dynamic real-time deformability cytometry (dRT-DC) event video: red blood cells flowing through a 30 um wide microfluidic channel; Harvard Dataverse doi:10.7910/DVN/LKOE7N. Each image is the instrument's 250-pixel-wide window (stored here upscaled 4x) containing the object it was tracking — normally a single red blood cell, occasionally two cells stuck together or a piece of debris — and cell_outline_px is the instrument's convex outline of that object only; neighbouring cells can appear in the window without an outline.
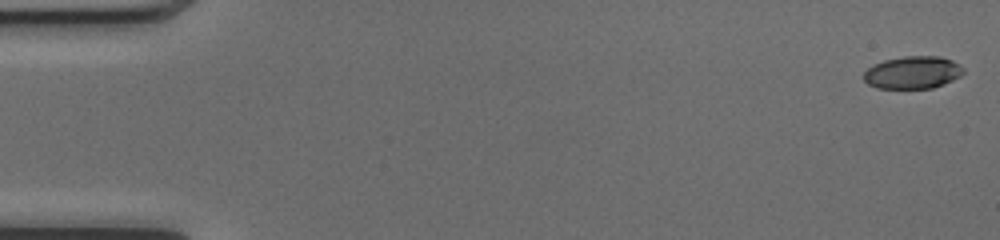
{"species": "common noctule bat (a hibernating species)", "species_latin": "Nyctalus noctula", "temperature_condition": "cold", "stored_images_in_passage": 48, "camera_frame_rate_fps": 3000, "um_per_image_px": 0.085, "animal": {"sex": "female", "body_mass_g": 17.0, "forearm_length_mm": 48.0}, "frame": {"image": 1, "passage_image": 1, "time_ms": 0.0, "image_size_px": [1000, 240], "cell_outline_px": [[964, 72], [960, 76], [944, 84], [932, 88], [876, 88], [868, 84], [864, 80], [864, 72], [872, 64], [884, 60], [904, 56], [940, 56], [952, 60], [960, 64], [964, 68]], "centroid_in_image_um": [77.59, 6.15], "position_along_channel_um": 7.4, "area_um2": 19.02}}
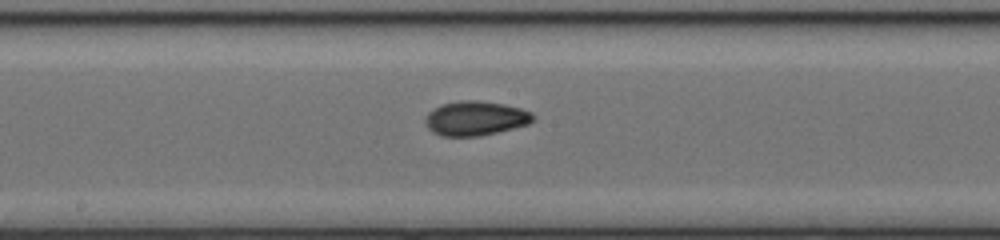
{"frame": {"image": 2, "passage_image": 27, "time_ms": 8.667, "image_size_px": [1000, 240], "cell_outline_px": [[536, 116], [528, 124], [480, 136], [440, 136], [432, 132], [424, 124], [424, 120], [428, 112], [440, 104], [460, 100], [480, 100], [504, 104], [520, 108], [532, 112]], "centroid_in_image_um": [40.38, 10.05], "position_along_channel_um": 207.8, "area_um2": 21.79}}
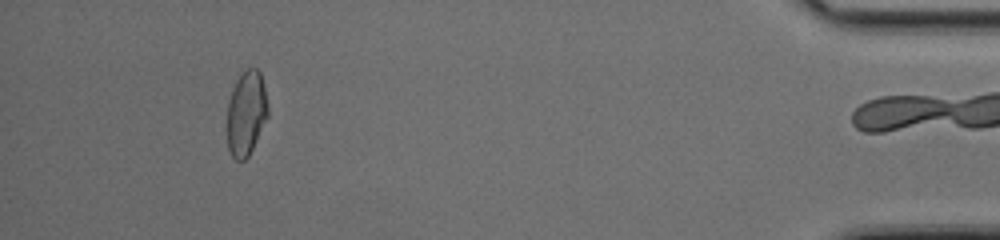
{"frame": {"image": 3, "passage_image": 47, "time_ms": 15.333, "image_size_px": [1000, 240], "cell_outline_px": [[268, 116], [248, 156], [244, 160], [236, 160], [232, 156], [228, 148], [228, 100], [236, 80], [248, 68], [256, 68], [260, 72], [264, 88], [268, 108]], "centroid_in_image_um": [20.93, 9.62], "position_along_channel_um": 414.3, "area_um2": 19.71}, "authors_computed_cell_mechanics": {"area_um2": 19.9699, "velocity_mm_per_s": 4.1245, "shape_relaxation_time_tau1_ms": 4.1899, "shape_relaxation_time_tau2_ms": 2.4078, "deformation_change_tau1": 0.142, "deformation_change_tau2": 0.0725}}